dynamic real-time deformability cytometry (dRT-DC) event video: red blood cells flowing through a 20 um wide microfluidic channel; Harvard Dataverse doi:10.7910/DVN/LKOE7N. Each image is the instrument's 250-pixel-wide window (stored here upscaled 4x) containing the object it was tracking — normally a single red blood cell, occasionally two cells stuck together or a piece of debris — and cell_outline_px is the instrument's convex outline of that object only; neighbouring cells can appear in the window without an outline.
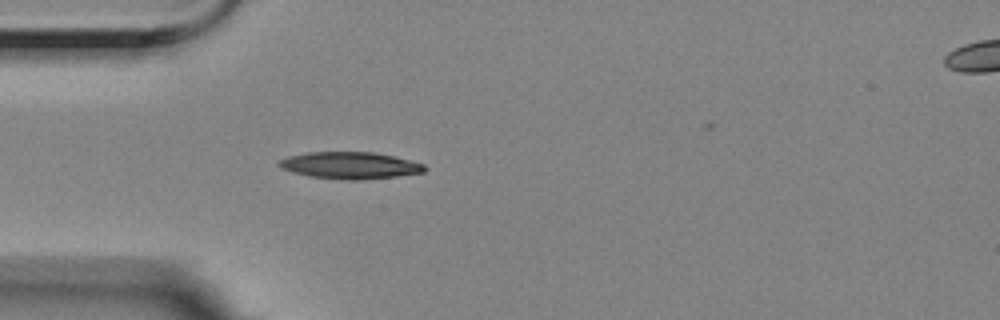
{"species": "Egyptian fruit bat (a non-hibernating species)", "species_latin": "Rousettus aegyptiacus", "temperature_condition": "room temperature", "stored_images_in_passage": 45, "camera_frame_rate_fps": 3000, "um_per_image_px": 0.085, "animal": {"sex": "female"}, "frame": {"image": 1, "passage_image": 7, "time_ms": 2.0, "image_size_px": [1000, 320], "cell_outline_px": [[428, 168], [424, 172], [396, 176], [356, 180], [348, 180], [308, 176], [292, 172], [280, 168], [276, 164], [280, 160], [288, 156], [308, 152], [372, 152], [392, 156], [424, 164]], "centroid_in_image_um": [29.71, 14.06], "position_along_channel_um": 55.3, "area_um2": 22.66}}
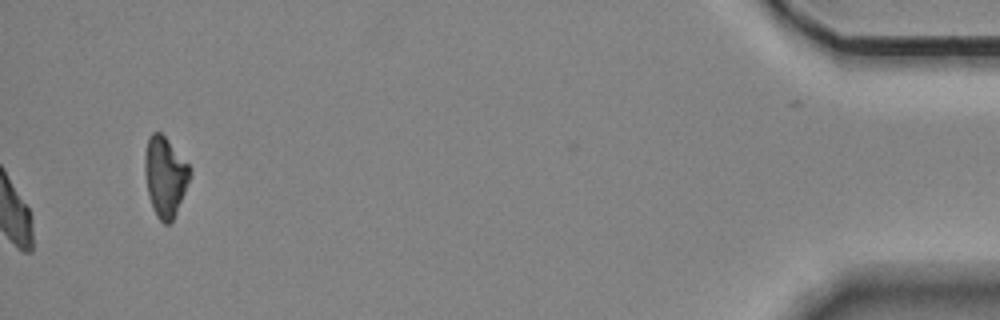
{"frame": {"image": 2, "passage_image": 45, "time_ms": 14.667, "image_size_px": [1000, 320], "cell_outline_px": [[192, 172], [176, 212], [172, 220], [168, 224], [164, 224], [156, 216], [148, 196], [144, 168], [144, 156], [148, 136], [152, 132], [160, 132], [168, 140], [188, 164]], "centroid_in_image_um": [14.01, 14.99], "position_along_channel_um": 421.2, "area_um2": 20.81}, "authors_computed_cell_mechanics": {"area_um2": 20.6924, "velocity_mm_per_s": 3.4999, "shape_relaxation_time_tau1_ms": 6.8979, "shape_relaxation_time_tau2_ms": 4.1841, "deformation_change_tau1": 0.1773, "deformation_change_tau2": 0.0883}}